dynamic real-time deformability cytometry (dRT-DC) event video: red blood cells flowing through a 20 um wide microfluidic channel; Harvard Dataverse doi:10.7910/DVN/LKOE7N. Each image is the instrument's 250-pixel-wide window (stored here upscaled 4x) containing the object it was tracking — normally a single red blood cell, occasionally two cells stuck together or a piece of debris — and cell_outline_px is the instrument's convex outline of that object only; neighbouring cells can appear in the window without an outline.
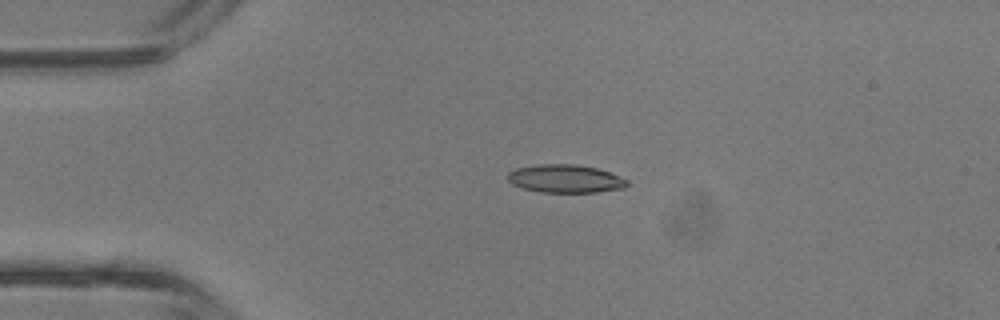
{"species": "common noctule bat (a hibernating species)", "species_latin": "Nyctalus noctula", "temperature_condition": "room temperature", "stored_images_in_passage": 3, "camera_frame_rate_fps": 3000, "um_per_image_px": 0.085, "animal": {"sex": "male", "body_mass_g": 13.3}, "frame": {"image": 1, "passage_image": 3, "time_ms": 0.667, "image_size_px": [1000, 320], "cell_outline_px": [[628, 184], [624, 188], [596, 192], [540, 192], [524, 188], [512, 184], [508, 180], [508, 172], [516, 168], [540, 164], [576, 164], [596, 168], [620, 176], [628, 180]], "centroid_in_image_um": [48.05, 15.19], "position_along_channel_um": 36.9, "area_um2": 19.48}}